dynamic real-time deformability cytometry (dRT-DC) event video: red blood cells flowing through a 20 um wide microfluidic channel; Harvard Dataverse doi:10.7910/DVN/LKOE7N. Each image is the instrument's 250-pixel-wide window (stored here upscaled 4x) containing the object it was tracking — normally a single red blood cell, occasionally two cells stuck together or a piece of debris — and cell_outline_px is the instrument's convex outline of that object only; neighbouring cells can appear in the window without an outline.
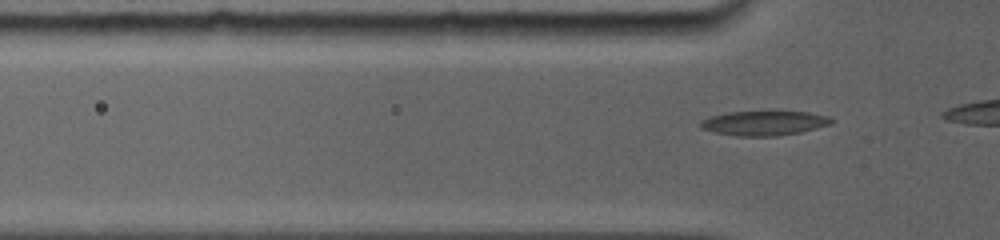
{"species": "common noctule bat (a hibernating species)", "species_latin": "Nyctalus noctula", "temperature_condition": "room temperature", "stored_images_in_passage": 10, "camera_frame_rate_fps": 5000, "um_per_image_px": 0.085, "animal": {"sex": "female", "body_mass_g": 19.0, "forearm_length_mm": 56.7}, "frame": {"image": 1, "passage_image": 5, "time_ms": 0.8, "image_size_px": [1000, 240], "cell_outline_px": [[836, 120], [832, 124], [800, 132], [776, 136], [736, 136], [716, 132], [700, 128], [700, 120], [712, 116], [728, 112], [768, 108], [808, 112], [828, 116]], "centroid_in_image_um": [64.99, 10.41], "position_along_channel_um": 60.8, "area_um2": 19.77}}